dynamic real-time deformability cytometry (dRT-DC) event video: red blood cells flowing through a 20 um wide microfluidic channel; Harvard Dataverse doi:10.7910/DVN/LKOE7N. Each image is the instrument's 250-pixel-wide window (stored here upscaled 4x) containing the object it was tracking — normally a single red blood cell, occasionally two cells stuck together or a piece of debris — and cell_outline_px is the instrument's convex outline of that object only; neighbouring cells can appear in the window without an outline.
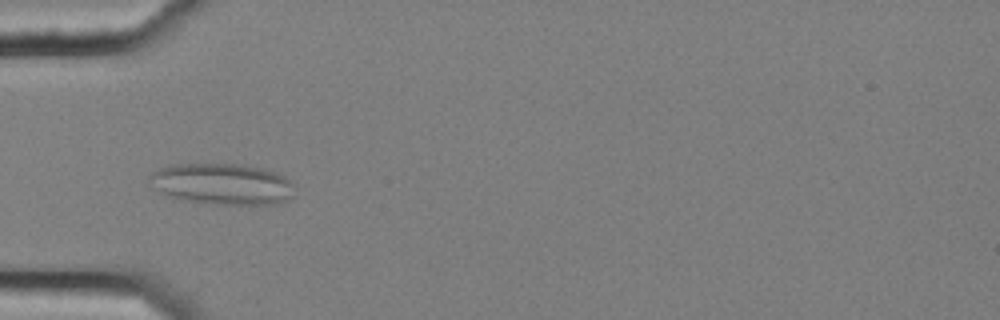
{"species": "common noctule bat (a hibernating species)", "species_latin": "Nyctalus noctula", "temperature_condition": "cold", "stored_images_in_passage": 9, "camera_frame_rate_fps": 3000, "um_per_image_px": 0.085, "animal": {"sex": "female", "body_mass_g": 25.1}, "frame": {"image": 1, "passage_image": 4, "time_ms": 1.0, "image_size_px": [1000, 320], "cell_outline_px": [[292, 196], [288, 200], [276, 204], [216, 204], [188, 200], [172, 196], [160, 192], [148, 184], [148, 176], [152, 172], [160, 168], [172, 164], [240, 164], [260, 168], [276, 172], [284, 176], [292, 184]], "centroid_in_image_um": [18.86, 15.63], "position_along_channel_um": 66.1, "area_um2": 34.62}}